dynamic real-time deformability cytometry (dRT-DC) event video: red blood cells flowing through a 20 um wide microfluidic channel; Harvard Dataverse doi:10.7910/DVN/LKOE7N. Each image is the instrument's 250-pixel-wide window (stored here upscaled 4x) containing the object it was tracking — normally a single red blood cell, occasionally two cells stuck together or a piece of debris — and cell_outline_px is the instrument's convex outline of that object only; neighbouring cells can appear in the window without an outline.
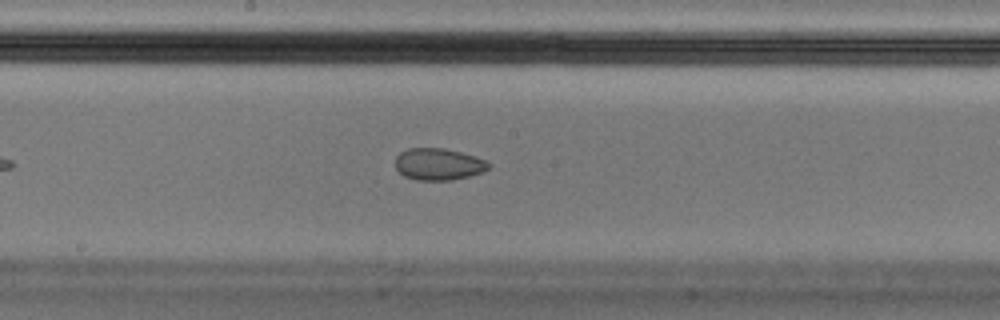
{"species": "Egyptian fruit bat (a non-hibernating species)", "species_latin": "Rousettus aegyptiacus", "temperature_condition": "cold", "stored_images_in_passage": 46, "camera_frame_rate_fps": 3000, "um_per_image_px": 0.085, "animal": {"sex": "male"}, "frame": {"image": 1, "passage_image": 20, "time_ms": 6.333, "image_size_px": [1000, 320], "cell_outline_px": [[492, 164], [488, 168], [480, 172], [468, 176], [452, 180], [416, 180], [404, 176], [396, 168], [396, 156], [400, 152], [408, 148], [444, 148], [460, 152], [484, 160]], "centroid_in_image_um": [37.23, 13.95], "position_along_channel_um": 211.0, "area_um2": 17.11}, "authors_computed_cell_mechanics": {"area_um2": 18.7561, "velocity_mm_per_s": 3.5393, "shape_relaxation_time_tau1_ms": null, "shape_relaxation_time_tau2_ms": 2.1693, "deformation_change_tau1": null, "deformation_change_tau2": 0.0512}}